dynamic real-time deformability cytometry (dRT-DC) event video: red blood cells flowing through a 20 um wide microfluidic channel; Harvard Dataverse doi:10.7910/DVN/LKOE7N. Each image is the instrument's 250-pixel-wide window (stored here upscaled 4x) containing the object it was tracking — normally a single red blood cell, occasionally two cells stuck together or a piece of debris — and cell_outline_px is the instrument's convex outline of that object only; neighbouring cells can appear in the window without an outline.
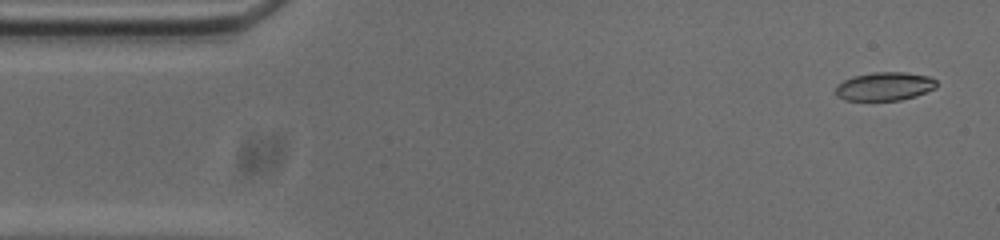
{"species": "common noctule bat (a hibernating species)", "species_latin": "Nyctalus noctula", "temperature_condition": "cold", "stored_images_in_passage": 53, "camera_frame_rate_fps": 3000, "um_per_image_px": 0.085, "animal": {"sex": "male", "body_mass_g": 20.0, "forearm_length_mm": 53.3}, "frame": {"image": 1, "passage_image": 2, "time_ms": 0.333, "image_size_px": [1000, 240], "cell_outline_px": [[936, 88], [916, 96], [900, 100], [844, 100], [836, 96], [836, 84], [852, 76], [872, 72], [904, 72], [928, 76], [936, 80]], "centroid_in_image_um": [75.17, 7.34], "position_along_channel_um": 9.8, "area_um2": 16.82}}
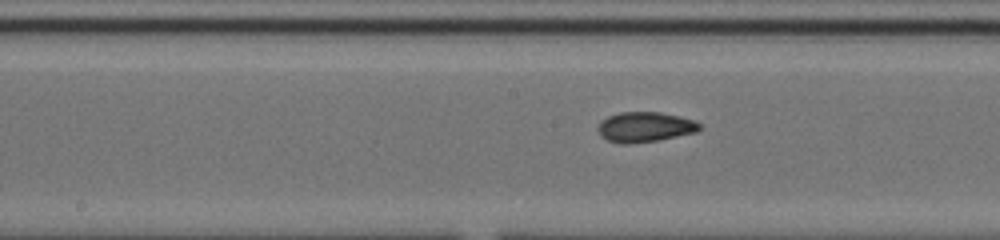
{"frame": {"image": 2, "passage_image": 25, "time_ms": 8.0, "image_size_px": [1000, 240], "cell_outline_px": [[700, 128], [696, 132], [656, 140], [628, 144], [620, 144], [608, 140], [600, 136], [596, 128], [600, 120], [608, 116], [620, 112], [660, 112], [680, 116], [696, 120], [700, 124]], "centroid_in_image_um": [54.78, 10.78], "position_along_channel_um": 193.4, "area_um2": 17.92}}
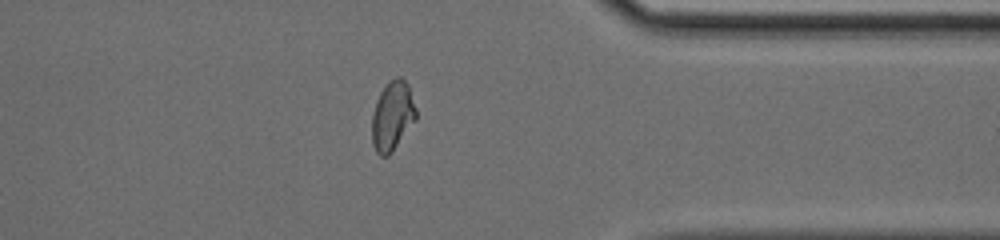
{"frame": {"image": 3, "passage_image": 41, "time_ms": 13.333, "image_size_px": [1000, 240], "cell_outline_px": [[416, 120], [392, 152], [388, 156], [380, 156], [376, 152], [372, 144], [372, 116], [376, 100], [380, 92], [388, 80], [396, 76], [400, 76], [408, 84], [416, 108]], "centroid_in_image_um": [33.35, 9.84], "position_along_channel_um": 378.0, "area_um2": 18.03}, "authors_computed_cell_mechanics": {"area_um2": 17.7446, "velocity_mm_per_s": 3.7373, "shape_relaxation_time_tau1_ms": null, "shape_relaxation_time_tau2_ms": 1.8474, "deformation_change_tau1": null, "deformation_change_tau2": 0.067}}